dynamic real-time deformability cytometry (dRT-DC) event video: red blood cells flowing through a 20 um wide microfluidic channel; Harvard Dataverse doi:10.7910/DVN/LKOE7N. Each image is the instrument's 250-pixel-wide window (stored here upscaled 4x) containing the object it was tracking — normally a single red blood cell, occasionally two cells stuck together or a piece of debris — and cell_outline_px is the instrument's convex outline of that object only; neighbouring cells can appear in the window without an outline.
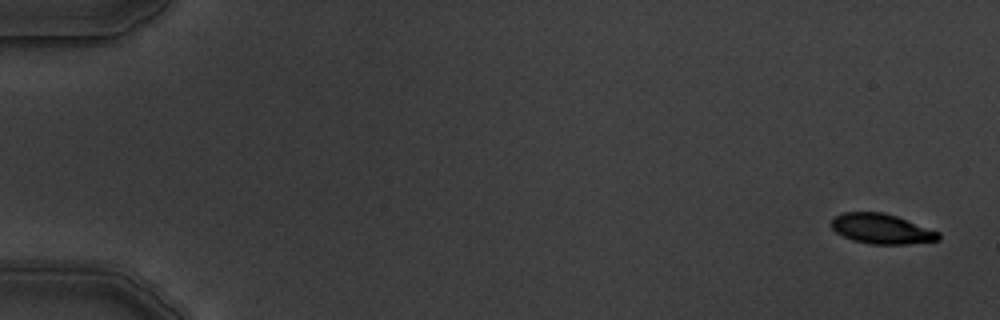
{"species": "common noctule bat (a hibernating species)", "species_latin": "Nyctalus noctula", "temperature_condition": "warm", "stored_images_in_passage": 5, "camera_frame_rate_fps": 3000, "um_per_image_px": 0.085, "animal": {"sex": "male", "body_mass_g": 19.5, "forearm_length_mm": 54.6}, "frame": {"image": 1, "passage_image": 1, "time_ms": 0.0, "image_size_px": [1000, 320], "cell_outline_px": [[940, 240], [908, 244], [872, 244], [852, 240], [836, 232], [832, 228], [832, 220], [836, 216], [844, 212], [884, 212], [896, 216], [940, 232]], "centroid_in_image_um": [74.95, 19.45], "position_along_channel_um": 10.0, "area_um2": 18.61}}
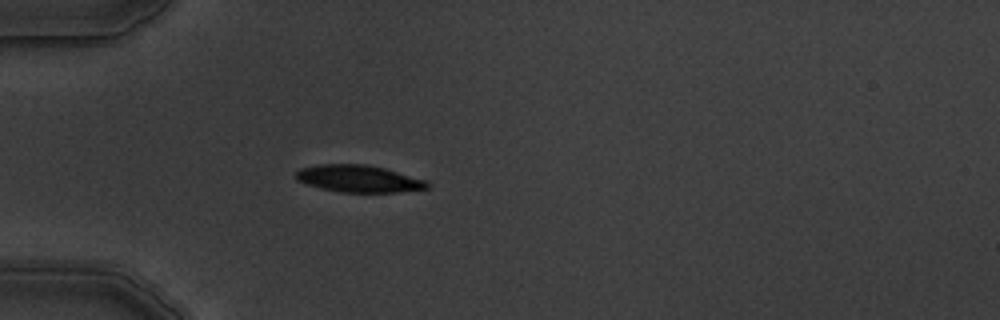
{"frame": {"image": 2, "passage_image": 5, "time_ms": 5.0, "image_size_px": [1000, 320], "cell_outline_px": [[428, 188], [396, 192], [340, 192], [308, 184], [296, 180], [296, 172], [300, 168], [320, 164], [364, 164], [384, 168], [428, 180]], "centroid_in_image_um": [30.5, 15.18], "position_along_channel_um": 54.5, "area_um2": 20.52}}